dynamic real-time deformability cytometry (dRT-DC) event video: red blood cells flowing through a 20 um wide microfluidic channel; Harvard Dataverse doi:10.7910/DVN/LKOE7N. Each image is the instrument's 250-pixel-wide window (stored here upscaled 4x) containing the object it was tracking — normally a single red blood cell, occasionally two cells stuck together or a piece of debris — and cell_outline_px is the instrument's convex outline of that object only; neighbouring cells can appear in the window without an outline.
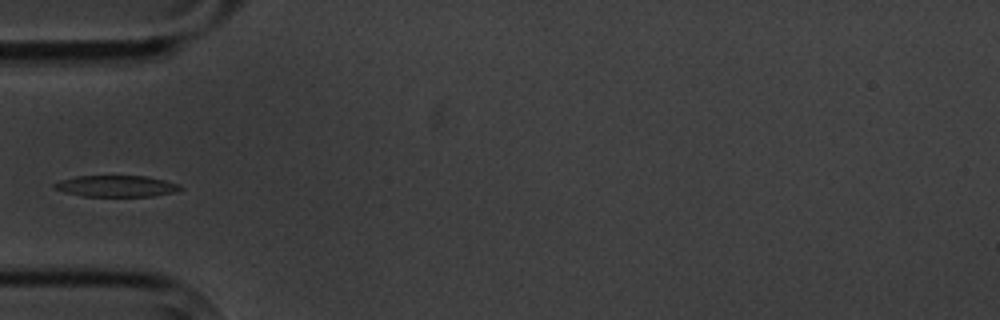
{"species": "common noctule bat (a hibernating species)", "species_latin": "Nyctalus noctula", "temperature_condition": "cold", "stored_images_in_passage": 4, "camera_frame_rate_fps": 3000, "um_per_image_px": 0.085, "animal": {"sex": "male", "body_mass_g": 20.1, "forearm_length_mm": 53.5}, "frame": {"image": 1, "passage_image": 4, "time_ms": 3.333, "image_size_px": [1000, 320], "cell_outline_px": [[184, 188], [176, 192], [152, 196], [84, 196], [64, 192], [52, 188], [52, 184], [60, 180], [76, 176], [144, 176], [164, 180], [180, 184]], "centroid_in_image_um": [9.88, 15.82], "position_along_channel_um": 75.1, "area_um2": 15.72}}